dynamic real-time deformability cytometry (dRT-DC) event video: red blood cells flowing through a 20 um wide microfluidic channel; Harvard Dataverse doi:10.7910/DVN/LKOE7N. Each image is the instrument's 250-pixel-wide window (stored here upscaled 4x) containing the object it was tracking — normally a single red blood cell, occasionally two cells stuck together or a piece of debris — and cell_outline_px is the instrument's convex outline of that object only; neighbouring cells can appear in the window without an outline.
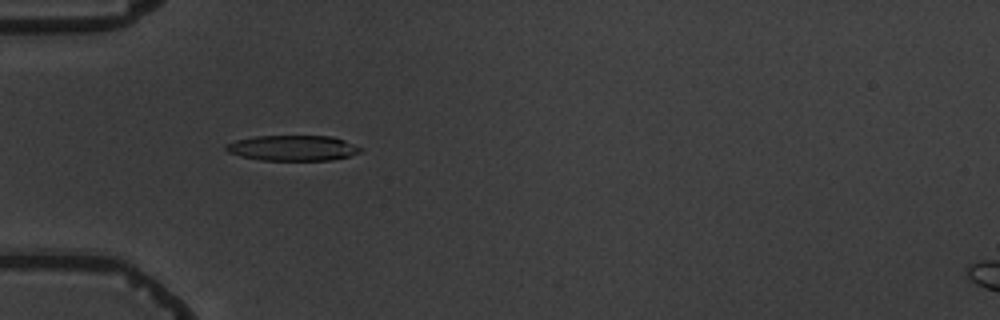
{"species": "common noctule bat (a hibernating species)", "species_latin": "Nyctalus noctula", "temperature_condition": "warm", "stored_images_in_passage": 3, "camera_frame_rate_fps": 3000, "um_per_image_px": 0.085, "animal": {"sex": "male", "body_mass_g": 19.5, "forearm_length_mm": 54.6}, "frame": {"image": 1, "passage_image": 1, "time_ms": 0.0, "image_size_px": [1000, 320], "cell_outline_px": [[364, 148], [360, 152], [348, 156], [332, 160], [260, 160], [240, 156], [228, 152], [224, 148], [224, 144], [236, 140], [256, 136], [332, 136], [344, 140]], "centroid_in_image_um": [24.87, 12.58], "position_along_channel_um": 60.1, "area_um2": 20.0}}
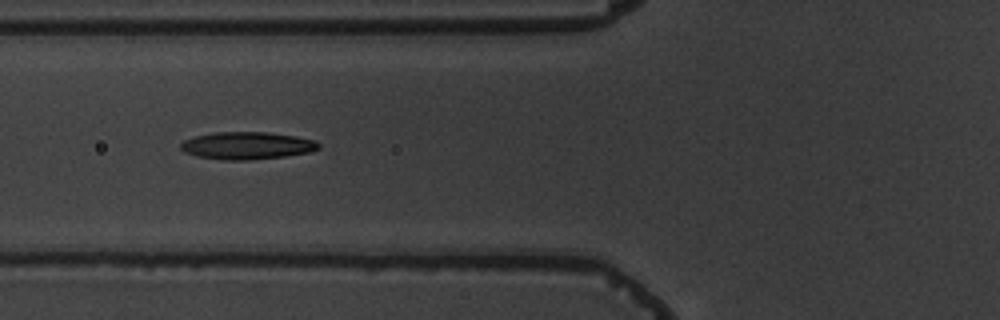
{"frame": {"image": 2, "passage_image": 2, "time_ms": 1.333, "image_size_px": [1000, 320], "cell_outline_px": [[320, 148], [308, 152], [284, 156], [248, 160], [224, 160], [196, 156], [184, 152], [180, 148], [180, 144], [184, 140], [192, 136], [216, 132], [268, 132], [296, 136], [316, 140], [320, 144]], "centroid_in_image_um": [20.97, 12.37], "position_along_channel_um": 104.8, "area_um2": 22.14}}
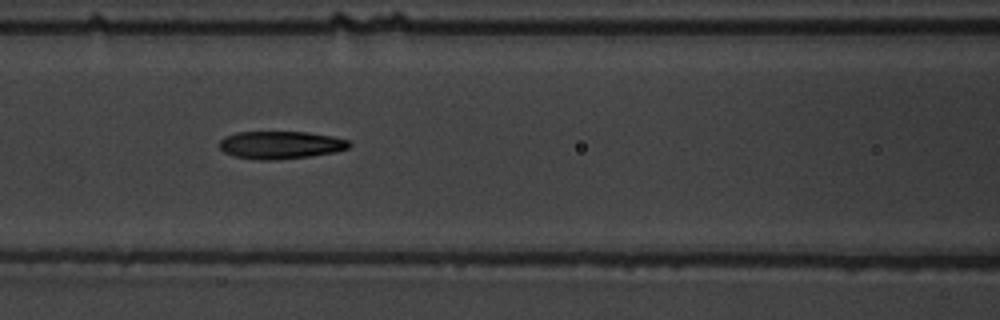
{"frame": {"image": 3, "passage_image": 3, "time_ms": 2.333, "image_size_px": [1000, 320], "cell_outline_px": [[352, 144], [348, 148], [336, 152], [308, 156], [272, 160], [260, 160], [236, 156], [224, 152], [220, 148], [220, 140], [224, 136], [236, 132], [308, 132], [332, 136], [348, 140]], "centroid_in_image_um": [23.86, 12.31], "position_along_channel_um": 142.7, "area_um2": 20.87}}